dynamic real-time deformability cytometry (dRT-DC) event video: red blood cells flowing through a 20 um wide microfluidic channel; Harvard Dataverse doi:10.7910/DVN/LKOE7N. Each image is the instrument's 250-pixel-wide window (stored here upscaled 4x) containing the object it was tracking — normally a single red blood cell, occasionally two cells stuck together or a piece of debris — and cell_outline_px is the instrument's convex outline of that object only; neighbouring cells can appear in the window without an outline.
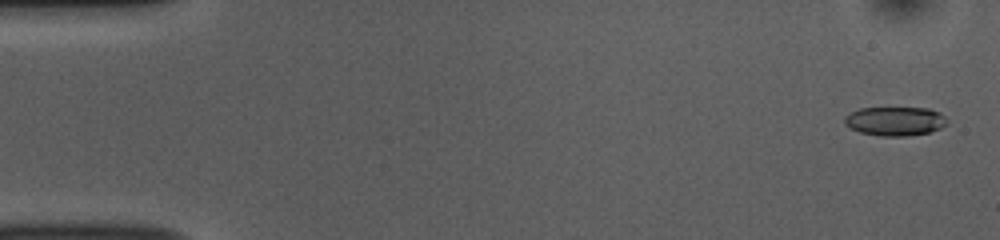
{"species": "common noctule bat (a hibernating species)", "species_latin": "Nyctalus noctula", "temperature_condition": "room temperature", "stored_images_in_passage": 53, "camera_frame_rate_fps": 3000, "um_per_image_px": 0.085, "animal": {"sex": "female", "body_mass_g": 10.0, "forearm_length_mm": 53.1}, "frame": {"image": 1, "passage_image": 2, "time_ms": 0.333, "image_size_px": [1000, 240], "cell_outline_px": [[948, 124], [932, 132], [904, 136], [880, 136], [860, 132], [844, 124], [844, 116], [860, 108], [928, 108], [940, 112], [948, 120]], "centroid_in_image_um": [76.11, 10.3], "position_along_channel_um": 8.9, "area_um2": 17.4}}
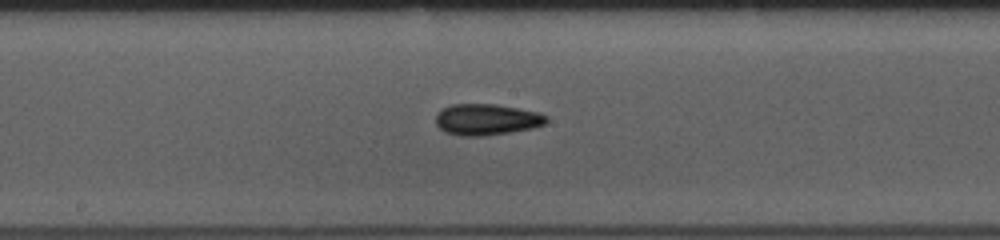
{"frame": {"image": 2, "passage_image": 28, "time_ms": 9.0, "image_size_px": [1000, 240], "cell_outline_px": [[548, 120], [544, 124], [532, 128], [508, 132], [480, 136], [460, 136], [444, 132], [436, 124], [436, 112], [452, 104], [496, 104], [540, 112], [548, 116]], "centroid_in_image_um": [41.36, 10.15], "position_along_channel_um": 206.8, "area_um2": 20.17}}
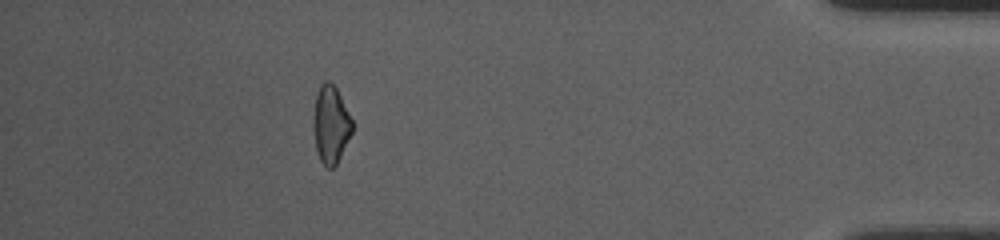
{"frame": {"image": 3, "passage_image": 48, "time_ms": 15.667, "image_size_px": [1000, 240], "cell_outline_px": [[352, 132], [336, 164], [332, 168], [328, 168], [320, 160], [316, 152], [312, 128], [312, 120], [316, 96], [320, 84], [324, 80], [328, 80], [336, 88], [352, 120]], "centroid_in_image_um": [28.07, 10.58], "position_along_channel_um": 407.1, "area_um2": 17.51}, "authors_computed_cell_mechanics": {"area_um2": 18.785, "velocity_mm_per_s": 3.7656, "shape_relaxation_time_tau1_ms": 8.7302, "shape_relaxation_time_tau2_ms": 3.4575, "deformation_change_tau1": 0.1628, "deformation_change_tau2": 0.1091}}